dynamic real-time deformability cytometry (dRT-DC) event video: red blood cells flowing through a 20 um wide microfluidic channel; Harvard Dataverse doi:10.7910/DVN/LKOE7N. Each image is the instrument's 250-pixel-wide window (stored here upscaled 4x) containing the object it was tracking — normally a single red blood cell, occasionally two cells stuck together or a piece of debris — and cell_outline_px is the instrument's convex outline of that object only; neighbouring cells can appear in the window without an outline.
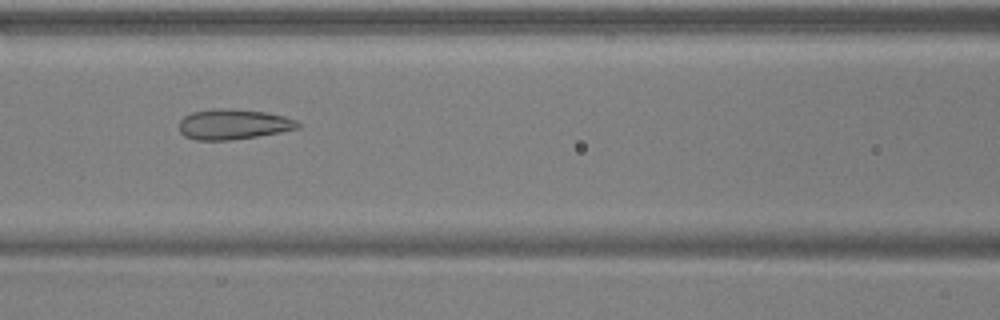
{"species": "common noctule bat (a hibernating species)", "species_latin": "Nyctalus noctula", "temperature_condition": "warm", "stored_images_in_passage": 11, "camera_frame_rate_fps": 3000, "um_per_image_px": 0.085, "animal": {"sex": "male", "body_mass_g": 17.9, "forearm_length_mm": 54.2}, "frame": {"image": 1, "passage_image": 7, "time_ms": 2.0, "image_size_px": [1000, 320], "cell_outline_px": [[300, 128], [280, 132], [232, 140], [196, 140], [184, 136], [180, 132], [180, 120], [184, 116], [192, 112], [220, 108], [228, 108], [264, 112], [284, 116], [296, 120], [300, 124]], "centroid_in_image_um": [19.83, 10.57], "position_along_channel_um": 146.8, "area_um2": 20.87}}
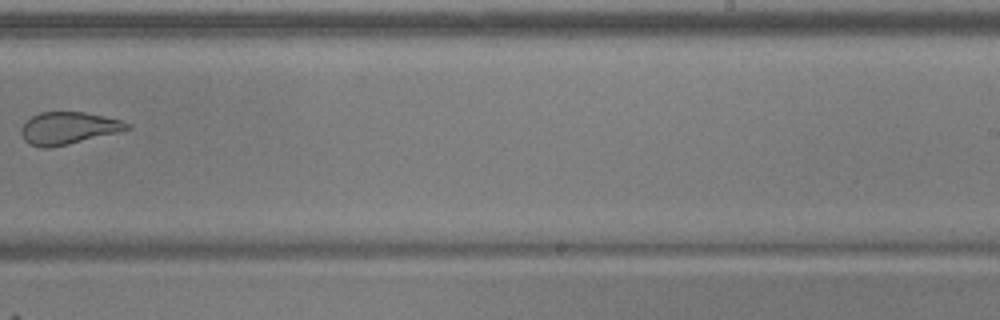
{"frame": {"image": 2, "passage_image": 10, "time_ms": 3.0, "image_size_px": [1000, 320], "cell_outline_px": [[132, 128], [52, 148], [44, 148], [28, 144], [24, 140], [20, 132], [20, 128], [32, 116], [40, 112], [84, 112], [104, 116], [120, 120], [128, 124]], "centroid_in_image_um": [5.75, 10.89], "position_along_channel_um": 283.3, "area_um2": 19.65}}
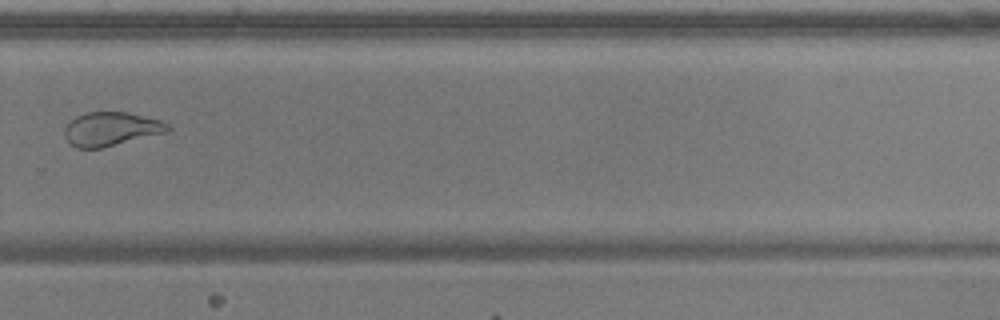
{"frame": {"image": 3, "passage_image": 11, "time_ms": 3.333, "image_size_px": [1000, 320], "cell_outline_px": [[172, 128], [168, 132], [100, 148], [76, 148], [64, 136], [64, 128], [76, 116], [88, 112], [124, 112], [160, 120], [168, 124]], "centroid_in_image_um": [9.44, 10.96], "position_along_channel_um": 320.4, "area_um2": 20.06}}